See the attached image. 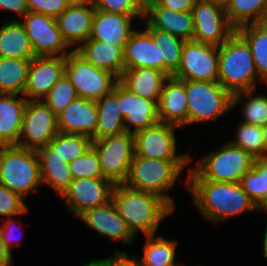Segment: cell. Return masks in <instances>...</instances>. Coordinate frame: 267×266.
<instances>
[{
	"label": "cell",
	"mask_w": 267,
	"mask_h": 266,
	"mask_svg": "<svg viewBox=\"0 0 267 266\" xmlns=\"http://www.w3.org/2000/svg\"><path fill=\"white\" fill-rule=\"evenodd\" d=\"M236 32L249 45L258 77L267 86V28L262 23H248Z\"/></svg>",
	"instance_id": "obj_32"
},
{
	"label": "cell",
	"mask_w": 267,
	"mask_h": 266,
	"mask_svg": "<svg viewBox=\"0 0 267 266\" xmlns=\"http://www.w3.org/2000/svg\"><path fill=\"white\" fill-rule=\"evenodd\" d=\"M80 266H103L96 258H94L93 260L91 259L89 262H86L81 260L80 262Z\"/></svg>",
	"instance_id": "obj_52"
},
{
	"label": "cell",
	"mask_w": 267,
	"mask_h": 266,
	"mask_svg": "<svg viewBox=\"0 0 267 266\" xmlns=\"http://www.w3.org/2000/svg\"><path fill=\"white\" fill-rule=\"evenodd\" d=\"M72 179L103 178L97 152L91 146L83 155L69 162Z\"/></svg>",
	"instance_id": "obj_41"
},
{
	"label": "cell",
	"mask_w": 267,
	"mask_h": 266,
	"mask_svg": "<svg viewBox=\"0 0 267 266\" xmlns=\"http://www.w3.org/2000/svg\"><path fill=\"white\" fill-rule=\"evenodd\" d=\"M78 219L90 231H96L103 238H109L130 246L136 241V237L128 229L126 222L119 216L112 200L104 205L85 211Z\"/></svg>",
	"instance_id": "obj_16"
},
{
	"label": "cell",
	"mask_w": 267,
	"mask_h": 266,
	"mask_svg": "<svg viewBox=\"0 0 267 266\" xmlns=\"http://www.w3.org/2000/svg\"><path fill=\"white\" fill-rule=\"evenodd\" d=\"M114 186L106 178L74 179L60 198L67 211L78 218L85 211L111 201Z\"/></svg>",
	"instance_id": "obj_14"
},
{
	"label": "cell",
	"mask_w": 267,
	"mask_h": 266,
	"mask_svg": "<svg viewBox=\"0 0 267 266\" xmlns=\"http://www.w3.org/2000/svg\"><path fill=\"white\" fill-rule=\"evenodd\" d=\"M142 21L143 24L140 26L152 36L157 46H161L163 72L172 76L179 67L185 40L152 28L144 19Z\"/></svg>",
	"instance_id": "obj_35"
},
{
	"label": "cell",
	"mask_w": 267,
	"mask_h": 266,
	"mask_svg": "<svg viewBox=\"0 0 267 266\" xmlns=\"http://www.w3.org/2000/svg\"><path fill=\"white\" fill-rule=\"evenodd\" d=\"M261 127H262L263 140H264V145H265V157L267 158V122Z\"/></svg>",
	"instance_id": "obj_53"
},
{
	"label": "cell",
	"mask_w": 267,
	"mask_h": 266,
	"mask_svg": "<svg viewBox=\"0 0 267 266\" xmlns=\"http://www.w3.org/2000/svg\"><path fill=\"white\" fill-rule=\"evenodd\" d=\"M172 76L179 80L218 81V46L185 41L179 67Z\"/></svg>",
	"instance_id": "obj_13"
},
{
	"label": "cell",
	"mask_w": 267,
	"mask_h": 266,
	"mask_svg": "<svg viewBox=\"0 0 267 266\" xmlns=\"http://www.w3.org/2000/svg\"><path fill=\"white\" fill-rule=\"evenodd\" d=\"M70 2V4L73 3H90L93 2V0H68Z\"/></svg>",
	"instance_id": "obj_54"
},
{
	"label": "cell",
	"mask_w": 267,
	"mask_h": 266,
	"mask_svg": "<svg viewBox=\"0 0 267 266\" xmlns=\"http://www.w3.org/2000/svg\"><path fill=\"white\" fill-rule=\"evenodd\" d=\"M187 93V127L216 124L232 112V94L218 82L184 80Z\"/></svg>",
	"instance_id": "obj_7"
},
{
	"label": "cell",
	"mask_w": 267,
	"mask_h": 266,
	"mask_svg": "<svg viewBox=\"0 0 267 266\" xmlns=\"http://www.w3.org/2000/svg\"><path fill=\"white\" fill-rule=\"evenodd\" d=\"M218 82L231 94L265 86L258 77L249 45L236 31L218 47Z\"/></svg>",
	"instance_id": "obj_4"
},
{
	"label": "cell",
	"mask_w": 267,
	"mask_h": 266,
	"mask_svg": "<svg viewBox=\"0 0 267 266\" xmlns=\"http://www.w3.org/2000/svg\"><path fill=\"white\" fill-rule=\"evenodd\" d=\"M219 147L197 159L195 166H192L195 157L190 155L187 180L240 182L242 176L252 168L255 158L229 141Z\"/></svg>",
	"instance_id": "obj_5"
},
{
	"label": "cell",
	"mask_w": 267,
	"mask_h": 266,
	"mask_svg": "<svg viewBox=\"0 0 267 266\" xmlns=\"http://www.w3.org/2000/svg\"><path fill=\"white\" fill-rule=\"evenodd\" d=\"M112 255L97 259L103 266H140L137 255L120 249L114 250Z\"/></svg>",
	"instance_id": "obj_46"
},
{
	"label": "cell",
	"mask_w": 267,
	"mask_h": 266,
	"mask_svg": "<svg viewBox=\"0 0 267 266\" xmlns=\"http://www.w3.org/2000/svg\"><path fill=\"white\" fill-rule=\"evenodd\" d=\"M152 28L166 32L185 41L193 40L192 12H174L161 6L156 0L145 1L143 18Z\"/></svg>",
	"instance_id": "obj_21"
},
{
	"label": "cell",
	"mask_w": 267,
	"mask_h": 266,
	"mask_svg": "<svg viewBox=\"0 0 267 266\" xmlns=\"http://www.w3.org/2000/svg\"><path fill=\"white\" fill-rule=\"evenodd\" d=\"M78 97L69 78L64 74L43 99L44 103L58 115Z\"/></svg>",
	"instance_id": "obj_40"
},
{
	"label": "cell",
	"mask_w": 267,
	"mask_h": 266,
	"mask_svg": "<svg viewBox=\"0 0 267 266\" xmlns=\"http://www.w3.org/2000/svg\"><path fill=\"white\" fill-rule=\"evenodd\" d=\"M0 10L4 12L14 13L18 18L10 20H20L27 12H29L27 0H0Z\"/></svg>",
	"instance_id": "obj_47"
},
{
	"label": "cell",
	"mask_w": 267,
	"mask_h": 266,
	"mask_svg": "<svg viewBox=\"0 0 267 266\" xmlns=\"http://www.w3.org/2000/svg\"><path fill=\"white\" fill-rule=\"evenodd\" d=\"M35 57L30 40L19 20H7L0 25V58L31 60Z\"/></svg>",
	"instance_id": "obj_29"
},
{
	"label": "cell",
	"mask_w": 267,
	"mask_h": 266,
	"mask_svg": "<svg viewBox=\"0 0 267 266\" xmlns=\"http://www.w3.org/2000/svg\"><path fill=\"white\" fill-rule=\"evenodd\" d=\"M27 99L22 95L0 93V139L18 146Z\"/></svg>",
	"instance_id": "obj_27"
},
{
	"label": "cell",
	"mask_w": 267,
	"mask_h": 266,
	"mask_svg": "<svg viewBox=\"0 0 267 266\" xmlns=\"http://www.w3.org/2000/svg\"><path fill=\"white\" fill-rule=\"evenodd\" d=\"M65 75L78 97L94 101L111 92L119 81L113 73L93 66L76 50L65 56Z\"/></svg>",
	"instance_id": "obj_8"
},
{
	"label": "cell",
	"mask_w": 267,
	"mask_h": 266,
	"mask_svg": "<svg viewBox=\"0 0 267 266\" xmlns=\"http://www.w3.org/2000/svg\"><path fill=\"white\" fill-rule=\"evenodd\" d=\"M177 266H184V262L183 263H180L179 265H177Z\"/></svg>",
	"instance_id": "obj_58"
},
{
	"label": "cell",
	"mask_w": 267,
	"mask_h": 266,
	"mask_svg": "<svg viewBox=\"0 0 267 266\" xmlns=\"http://www.w3.org/2000/svg\"><path fill=\"white\" fill-rule=\"evenodd\" d=\"M188 168V169H187ZM190 168V160H158L137 156L130 164L129 174L124 184L132 189L149 192L160 196L175 211L177 210L174 195L170 194L172 188L181 182L187 190V173Z\"/></svg>",
	"instance_id": "obj_3"
},
{
	"label": "cell",
	"mask_w": 267,
	"mask_h": 266,
	"mask_svg": "<svg viewBox=\"0 0 267 266\" xmlns=\"http://www.w3.org/2000/svg\"><path fill=\"white\" fill-rule=\"evenodd\" d=\"M118 102L124 128L129 133L135 134L159 122L157 103L134 94L119 81Z\"/></svg>",
	"instance_id": "obj_19"
},
{
	"label": "cell",
	"mask_w": 267,
	"mask_h": 266,
	"mask_svg": "<svg viewBox=\"0 0 267 266\" xmlns=\"http://www.w3.org/2000/svg\"><path fill=\"white\" fill-rule=\"evenodd\" d=\"M187 191L192 205L214 226L236 216L259 212L240 182L187 180Z\"/></svg>",
	"instance_id": "obj_1"
},
{
	"label": "cell",
	"mask_w": 267,
	"mask_h": 266,
	"mask_svg": "<svg viewBox=\"0 0 267 266\" xmlns=\"http://www.w3.org/2000/svg\"><path fill=\"white\" fill-rule=\"evenodd\" d=\"M202 1L215 4L225 9L228 6L230 0H202Z\"/></svg>",
	"instance_id": "obj_51"
},
{
	"label": "cell",
	"mask_w": 267,
	"mask_h": 266,
	"mask_svg": "<svg viewBox=\"0 0 267 266\" xmlns=\"http://www.w3.org/2000/svg\"><path fill=\"white\" fill-rule=\"evenodd\" d=\"M191 12L195 41L219 47L236 31L220 6L197 0Z\"/></svg>",
	"instance_id": "obj_15"
},
{
	"label": "cell",
	"mask_w": 267,
	"mask_h": 266,
	"mask_svg": "<svg viewBox=\"0 0 267 266\" xmlns=\"http://www.w3.org/2000/svg\"><path fill=\"white\" fill-rule=\"evenodd\" d=\"M125 69L154 68L163 72L161 46H157L152 36L143 28H136L125 44Z\"/></svg>",
	"instance_id": "obj_23"
},
{
	"label": "cell",
	"mask_w": 267,
	"mask_h": 266,
	"mask_svg": "<svg viewBox=\"0 0 267 266\" xmlns=\"http://www.w3.org/2000/svg\"><path fill=\"white\" fill-rule=\"evenodd\" d=\"M58 132L80 134L93 140L98 110L94 100L77 97L57 115Z\"/></svg>",
	"instance_id": "obj_22"
},
{
	"label": "cell",
	"mask_w": 267,
	"mask_h": 266,
	"mask_svg": "<svg viewBox=\"0 0 267 266\" xmlns=\"http://www.w3.org/2000/svg\"><path fill=\"white\" fill-rule=\"evenodd\" d=\"M29 206L17 193L0 184V217L2 219L28 213Z\"/></svg>",
	"instance_id": "obj_43"
},
{
	"label": "cell",
	"mask_w": 267,
	"mask_h": 266,
	"mask_svg": "<svg viewBox=\"0 0 267 266\" xmlns=\"http://www.w3.org/2000/svg\"><path fill=\"white\" fill-rule=\"evenodd\" d=\"M98 121L93 140L125 132L118 102V82L113 90L96 101Z\"/></svg>",
	"instance_id": "obj_30"
},
{
	"label": "cell",
	"mask_w": 267,
	"mask_h": 266,
	"mask_svg": "<svg viewBox=\"0 0 267 266\" xmlns=\"http://www.w3.org/2000/svg\"><path fill=\"white\" fill-rule=\"evenodd\" d=\"M145 243L143 244L142 257L137 256L140 266H177V248L178 241L169 239L163 235L144 236Z\"/></svg>",
	"instance_id": "obj_31"
},
{
	"label": "cell",
	"mask_w": 267,
	"mask_h": 266,
	"mask_svg": "<svg viewBox=\"0 0 267 266\" xmlns=\"http://www.w3.org/2000/svg\"><path fill=\"white\" fill-rule=\"evenodd\" d=\"M233 133H235L234 139L227 141L248 152L254 158L265 157V145L261 126L240 121Z\"/></svg>",
	"instance_id": "obj_39"
},
{
	"label": "cell",
	"mask_w": 267,
	"mask_h": 266,
	"mask_svg": "<svg viewBox=\"0 0 267 266\" xmlns=\"http://www.w3.org/2000/svg\"><path fill=\"white\" fill-rule=\"evenodd\" d=\"M41 182L43 186H48L58 197L69 187L73 181L69 163L52 152L47 146L36 150Z\"/></svg>",
	"instance_id": "obj_28"
},
{
	"label": "cell",
	"mask_w": 267,
	"mask_h": 266,
	"mask_svg": "<svg viewBox=\"0 0 267 266\" xmlns=\"http://www.w3.org/2000/svg\"><path fill=\"white\" fill-rule=\"evenodd\" d=\"M177 129L175 125L157 122L134 134L135 155L158 160H190V150L178 152Z\"/></svg>",
	"instance_id": "obj_10"
},
{
	"label": "cell",
	"mask_w": 267,
	"mask_h": 266,
	"mask_svg": "<svg viewBox=\"0 0 267 266\" xmlns=\"http://www.w3.org/2000/svg\"><path fill=\"white\" fill-rule=\"evenodd\" d=\"M157 105L160 122L182 129L187 127L188 102L184 80L169 76L164 83Z\"/></svg>",
	"instance_id": "obj_24"
},
{
	"label": "cell",
	"mask_w": 267,
	"mask_h": 266,
	"mask_svg": "<svg viewBox=\"0 0 267 266\" xmlns=\"http://www.w3.org/2000/svg\"><path fill=\"white\" fill-rule=\"evenodd\" d=\"M112 201L135 237L156 235L161 222L176 213L160 196L132 189L124 183L115 184Z\"/></svg>",
	"instance_id": "obj_2"
},
{
	"label": "cell",
	"mask_w": 267,
	"mask_h": 266,
	"mask_svg": "<svg viewBox=\"0 0 267 266\" xmlns=\"http://www.w3.org/2000/svg\"><path fill=\"white\" fill-rule=\"evenodd\" d=\"M95 9L123 15H144L145 0H93Z\"/></svg>",
	"instance_id": "obj_42"
},
{
	"label": "cell",
	"mask_w": 267,
	"mask_h": 266,
	"mask_svg": "<svg viewBox=\"0 0 267 266\" xmlns=\"http://www.w3.org/2000/svg\"><path fill=\"white\" fill-rule=\"evenodd\" d=\"M0 184L26 201L30 193L39 194L42 187L36 150L9 145L0 150Z\"/></svg>",
	"instance_id": "obj_6"
},
{
	"label": "cell",
	"mask_w": 267,
	"mask_h": 266,
	"mask_svg": "<svg viewBox=\"0 0 267 266\" xmlns=\"http://www.w3.org/2000/svg\"><path fill=\"white\" fill-rule=\"evenodd\" d=\"M6 146L7 145L0 139V150Z\"/></svg>",
	"instance_id": "obj_57"
},
{
	"label": "cell",
	"mask_w": 267,
	"mask_h": 266,
	"mask_svg": "<svg viewBox=\"0 0 267 266\" xmlns=\"http://www.w3.org/2000/svg\"><path fill=\"white\" fill-rule=\"evenodd\" d=\"M267 9V0H230L225 8L229 22L235 27L261 23Z\"/></svg>",
	"instance_id": "obj_37"
},
{
	"label": "cell",
	"mask_w": 267,
	"mask_h": 266,
	"mask_svg": "<svg viewBox=\"0 0 267 266\" xmlns=\"http://www.w3.org/2000/svg\"><path fill=\"white\" fill-rule=\"evenodd\" d=\"M240 184L260 209L267 201V158H255L252 168L242 176Z\"/></svg>",
	"instance_id": "obj_36"
},
{
	"label": "cell",
	"mask_w": 267,
	"mask_h": 266,
	"mask_svg": "<svg viewBox=\"0 0 267 266\" xmlns=\"http://www.w3.org/2000/svg\"><path fill=\"white\" fill-rule=\"evenodd\" d=\"M94 16L95 7L90 2L70 4L56 18L58 29L72 50H76L89 39Z\"/></svg>",
	"instance_id": "obj_20"
},
{
	"label": "cell",
	"mask_w": 267,
	"mask_h": 266,
	"mask_svg": "<svg viewBox=\"0 0 267 266\" xmlns=\"http://www.w3.org/2000/svg\"><path fill=\"white\" fill-rule=\"evenodd\" d=\"M169 75L154 68L124 69L119 82L134 94L157 104Z\"/></svg>",
	"instance_id": "obj_25"
},
{
	"label": "cell",
	"mask_w": 267,
	"mask_h": 266,
	"mask_svg": "<svg viewBox=\"0 0 267 266\" xmlns=\"http://www.w3.org/2000/svg\"><path fill=\"white\" fill-rule=\"evenodd\" d=\"M30 12L57 18L69 5L68 0H27Z\"/></svg>",
	"instance_id": "obj_45"
},
{
	"label": "cell",
	"mask_w": 267,
	"mask_h": 266,
	"mask_svg": "<svg viewBox=\"0 0 267 266\" xmlns=\"http://www.w3.org/2000/svg\"><path fill=\"white\" fill-rule=\"evenodd\" d=\"M31 60L0 58V93L24 95Z\"/></svg>",
	"instance_id": "obj_34"
},
{
	"label": "cell",
	"mask_w": 267,
	"mask_h": 266,
	"mask_svg": "<svg viewBox=\"0 0 267 266\" xmlns=\"http://www.w3.org/2000/svg\"><path fill=\"white\" fill-rule=\"evenodd\" d=\"M19 215H15L14 216H10L7 218H4L2 222H0V234H1V238H2V242L4 243L5 247L11 252V254H13L12 250L16 247H19V245L21 246V235H17V231L18 230H22L24 225L21 226V219L18 218ZM16 217L18 219H16ZM20 219V220H19ZM19 220V221H18ZM18 227H22V228H18ZM21 232H19L18 234H20ZM23 234V233H21ZM20 236V237H19ZM14 246V247H13Z\"/></svg>",
	"instance_id": "obj_44"
},
{
	"label": "cell",
	"mask_w": 267,
	"mask_h": 266,
	"mask_svg": "<svg viewBox=\"0 0 267 266\" xmlns=\"http://www.w3.org/2000/svg\"><path fill=\"white\" fill-rule=\"evenodd\" d=\"M13 254L5 247L0 234V266H14Z\"/></svg>",
	"instance_id": "obj_49"
},
{
	"label": "cell",
	"mask_w": 267,
	"mask_h": 266,
	"mask_svg": "<svg viewBox=\"0 0 267 266\" xmlns=\"http://www.w3.org/2000/svg\"><path fill=\"white\" fill-rule=\"evenodd\" d=\"M266 28H267V9H266V12H265V15H264V18L261 22Z\"/></svg>",
	"instance_id": "obj_55"
},
{
	"label": "cell",
	"mask_w": 267,
	"mask_h": 266,
	"mask_svg": "<svg viewBox=\"0 0 267 266\" xmlns=\"http://www.w3.org/2000/svg\"><path fill=\"white\" fill-rule=\"evenodd\" d=\"M65 74V57L35 56L31 59L24 97L43 100Z\"/></svg>",
	"instance_id": "obj_17"
},
{
	"label": "cell",
	"mask_w": 267,
	"mask_h": 266,
	"mask_svg": "<svg viewBox=\"0 0 267 266\" xmlns=\"http://www.w3.org/2000/svg\"><path fill=\"white\" fill-rule=\"evenodd\" d=\"M19 21L35 56L65 57L72 51L58 29L56 18L29 11Z\"/></svg>",
	"instance_id": "obj_12"
},
{
	"label": "cell",
	"mask_w": 267,
	"mask_h": 266,
	"mask_svg": "<svg viewBox=\"0 0 267 266\" xmlns=\"http://www.w3.org/2000/svg\"><path fill=\"white\" fill-rule=\"evenodd\" d=\"M92 146V139L73 133L58 132L47 147L69 163L83 155Z\"/></svg>",
	"instance_id": "obj_38"
},
{
	"label": "cell",
	"mask_w": 267,
	"mask_h": 266,
	"mask_svg": "<svg viewBox=\"0 0 267 266\" xmlns=\"http://www.w3.org/2000/svg\"><path fill=\"white\" fill-rule=\"evenodd\" d=\"M143 18L144 15H123L95 9L88 40H100L124 48L131 34L136 30L135 27L140 25L138 21L141 23Z\"/></svg>",
	"instance_id": "obj_18"
},
{
	"label": "cell",
	"mask_w": 267,
	"mask_h": 266,
	"mask_svg": "<svg viewBox=\"0 0 267 266\" xmlns=\"http://www.w3.org/2000/svg\"><path fill=\"white\" fill-rule=\"evenodd\" d=\"M161 6L174 12H191L197 0H156Z\"/></svg>",
	"instance_id": "obj_48"
},
{
	"label": "cell",
	"mask_w": 267,
	"mask_h": 266,
	"mask_svg": "<svg viewBox=\"0 0 267 266\" xmlns=\"http://www.w3.org/2000/svg\"><path fill=\"white\" fill-rule=\"evenodd\" d=\"M57 133V115L43 100H27L18 146L38 150L46 147Z\"/></svg>",
	"instance_id": "obj_11"
},
{
	"label": "cell",
	"mask_w": 267,
	"mask_h": 266,
	"mask_svg": "<svg viewBox=\"0 0 267 266\" xmlns=\"http://www.w3.org/2000/svg\"><path fill=\"white\" fill-rule=\"evenodd\" d=\"M92 147L99 156L103 178L114 184H123L135 154L134 134L125 131L92 140Z\"/></svg>",
	"instance_id": "obj_9"
},
{
	"label": "cell",
	"mask_w": 267,
	"mask_h": 266,
	"mask_svg": "<svg viewBox=\"0 0 267 266\" xmlns=\"http://www.w3.org/2000/svg\"><path fill=\"white\" fill-rule=\"evenodd\" d=\"M258 90L232 94V110L240 106L241 122L263 126L267 122V90L265 89L264 93H257Z\"/></svg>",
	"instance_id": "obj_33"
},
{
	"label": "cell",
	"mask_w": 267,
	"mask_h": 266,
	"mask_svg": "<svg viewBox=\"0 0 267 266\" xmlns=\"http://www.w3.org/2000/svg\"><path fill=\"white\" fill-rule=\"evenodd\" d=\"M124 48L100 40H87L76 51L93 66L113 73L118 79L125 69Z\"/></svg>",
	"instance_id": "obj_26"
},
{
	"label": "cell",
	"mask_w": 267,
	"mask_h": 266,
	"mask_svg": "<svg viewBox=\"0 0 267 266\" xmlns=\"http://www.w3.org/2000/svg\"><path fill=\"white\" fill-rule=\"evenodd\" d=\"M265 229H264V235H263V240H262V250H263V258L265 259V261L267 260V221L265 222Z\"/></svg>",
	"instance_id": "obj_50"
},
{
	"label": "cell",
	"mask_w": 267,
	"mask_h": 266,
	"mask_svg": "<svg viewBox=\"0 0 267 266\" xmlns=\"http://www.w3.org/2000/svg\"><path fill=\"white\" fill-rule=\"evenodd\" d=\"M265 212L267 214V201L265 202V204L259 209V212Z\"/></svg>",
	"instance_id": "obj_56"
}]
</instances>
